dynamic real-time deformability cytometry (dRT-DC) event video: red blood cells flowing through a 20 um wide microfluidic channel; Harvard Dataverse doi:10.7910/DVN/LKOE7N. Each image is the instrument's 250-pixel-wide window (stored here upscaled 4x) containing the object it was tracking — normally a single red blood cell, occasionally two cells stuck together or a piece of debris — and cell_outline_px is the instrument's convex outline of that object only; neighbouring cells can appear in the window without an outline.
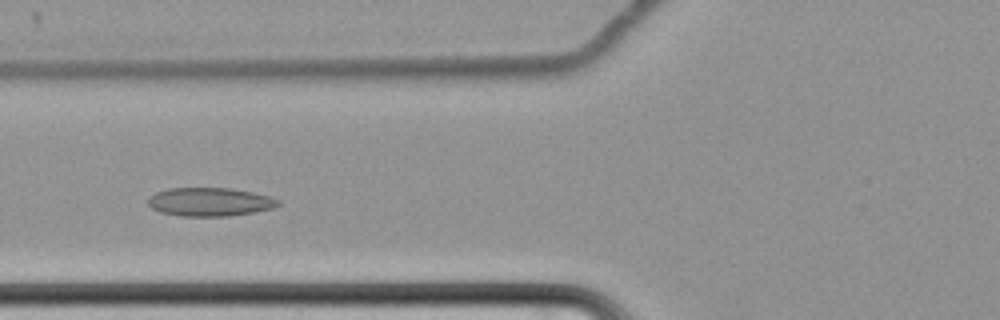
{"species": "common noctule bat (a hibernating species)", "species_latin": "Nyctalus noctula", "temperature_condition": "cold", "stored_images_in_passage": 57, "camera_frame_rate_fps": 3000, "um_per_image_px": 0.085, "animal": {"sex": "female", "body_mass_g": 22.7, "forearm_length_mm": 54.2}, "frame": {"image": 1, "passage_image": 20, "time_ms": 6.333, "image_size_px": [1000, 320], "cell_outline_px": [[280, 204], [272, 208], [256, 212], [228, 216], [180, 216], [160, 212], [152, 208], [148, 204], [148, 200], [156, 192], [168, 188], [228, 188], [252, 192], [272, 196], [280, 200]], "centroid_in_image_um": [17.87, 17.16], "position_along_channel_um": 107.9, "area_um2": 21.68}}
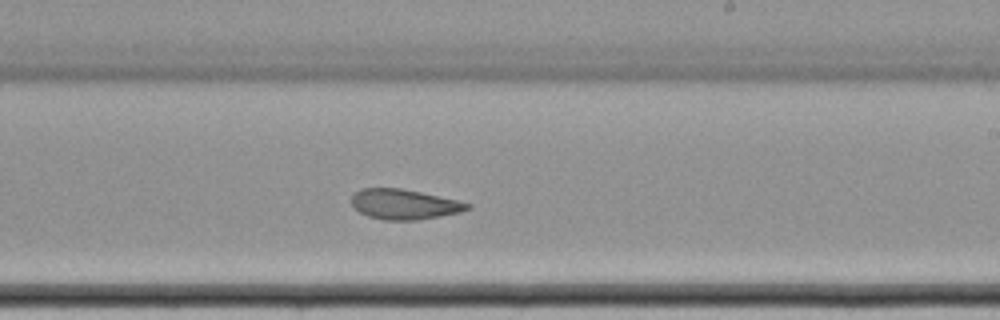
{"frame": {"image": 2, "passage_image": 33, "time_ms": 10.667, "image_size_px": [1000, 320], "cell_outline_px": [[472, 208], [460, 212], [420, 220], [384, 220], [368, 216], [360, 212], [352, 204], [352, 196], [360, 188], [400, 188], [420, 192], [456, 200], [472, 204]], "centroid_in_image_um": [34.37, 17.37], "position_along_channel_um": 254.6, "area_um2": 20.23}}
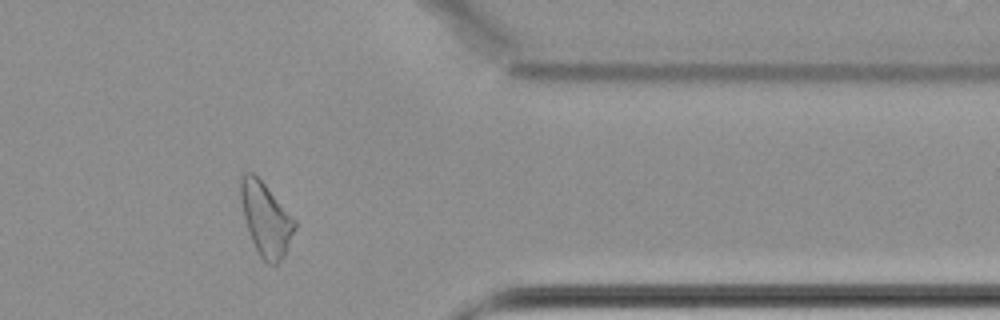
{"frame": {"image": 3, "passage_image": 46, "time_ms": 15.0, "image_size_px": [1000, 320], "cell_outline_px": [[296, 228], [284, 256], [276, 264], [268, 264], [260, 256], [248, 232], [240, 200], [240, 176], [244, 172], [252, 172], [264, 184], [296, 220]], "centroid_in_image_um": [22.59, 18.62], "position_along_channel_um": 388.8, "area_um2": 22.83}, "authors_computed_cell_mechanics": {"area_um2": 23.12, "velocity_mm_per_s": 3.3894, "shape_relaxation_time_tau1_ms": null, "shape_relaxation_time_tau2_ms": 3.5693, "deformation_change_tau1": null, "deformation_change_tau2": 0.0809}}